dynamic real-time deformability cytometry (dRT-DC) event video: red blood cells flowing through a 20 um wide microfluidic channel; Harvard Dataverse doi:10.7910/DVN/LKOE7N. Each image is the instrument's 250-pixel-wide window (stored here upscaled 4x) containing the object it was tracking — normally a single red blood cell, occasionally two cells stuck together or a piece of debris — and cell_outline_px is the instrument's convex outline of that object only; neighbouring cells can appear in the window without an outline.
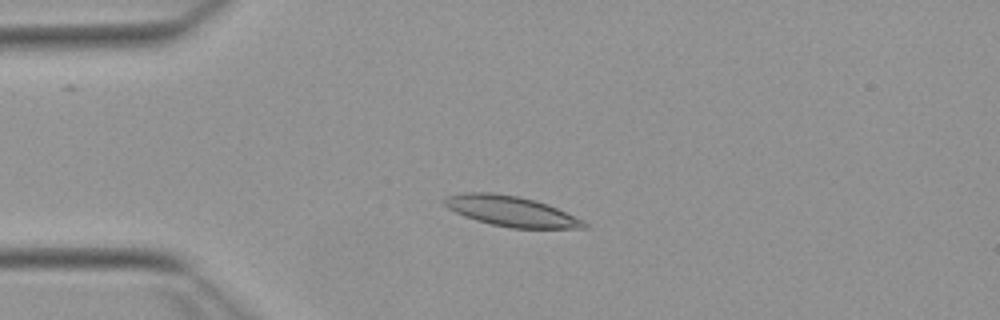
{"species": "Egyptian fruit bat (a non-hibernating species)", "species_latin": "Rousettus aegyptiacus", "temperature_condition": "warm", "stored_images_in_passage": 52, "camera_frame_rate_fps": 3000, "um_per_image_px": 0.085, "animal": {"sex": "female"}, "frame": {"image": 1, "passage_image": 12, "time_ms": 3.667, "image_size_px": [1000, 320], "cell_outline_px": [[588, 228], [512, 228], [492, 224], [476, 220], [464, 216], [448, 208], [444, 204], [444, 196], [464, 192], [492, 192], [516, 196], [536, 200], [548, 204], [584, 220], [588, 224]], "centroid_in_image_um": [43.45, 17.94], "position_along_channel_um": 41.6, "area_um2": 24.68}}
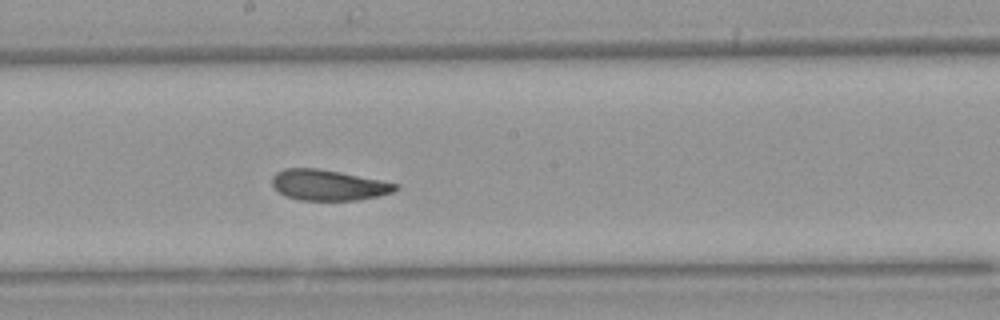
{"frame": {"image": 2, "passage_image": 28, "time_ms": 9.0, "image_size_px": [1000, 320], "cell_outline_px": [[400, 188], [392, 192], [360, 200], [300, 200], [284, 196], [272, 184], [272, 176], [276, 172], [284, 168], [316, 168], [340, 172], [400, 184]], "centroid_in_image_um": [27.91, 15.73], "position_along_channel_um": 220.3, "area_um2": 22.02}}
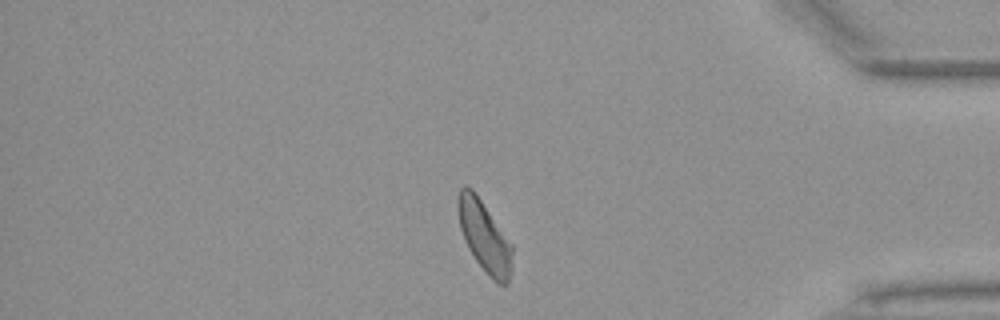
{"frame": {"image": 3, "passage_image": 44, "time_ms": 14.333, "image_size_px": [1000, 320], "cell_outline_px": [[512, 268], [508, 284], [496, 284], [488, 276], [476, 260], [468, 248], [464, 240], [460, 228], [456, 208], [456, 200], [460, 188], [464, 184], [468, 184], [472, 188], [512, 244]], "centroid_in_image_um": [41.15, 20.09], "position_along_channel_um": 394.1, "area_um2": 22.72}, "authors_computed_cell_mechanics": {"area_um2": 22.9466, "velocity_mm_per_s": 3.8248, "shape_relaxation_time_tau1_ms": 4.9467, "shape_relaxation_time_tau2_ms": 2.6402, "deformation_change_tau1": 0.1402, "deformation_change_tau2": 0.1014}}